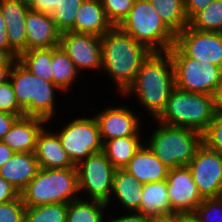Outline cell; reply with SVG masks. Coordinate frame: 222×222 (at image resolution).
<instances>
[{"mask_svg": "<svg viewBox=\"0 0 222 222\" xmlns=\"http://www.w3.org/2000/svg\"><path fill=\"white\" fill-rule=\"evenodd\" d=\"M174 87V68L169 51L150 52L142 61L135 81L123 95H137L143 107L157 119Z\"/></svg>", "mask_w": 222, "mask_h": 222, "instance_id": "6da1fadb", "label": "cell"}, {"mask_svg": "<svg viewBox=\"0 0 222 222\" xmlns=\"http://www.w3.org/2000/svg\"><path fill=\"white\" fill-rule=\"evenodd\" d=\"M103 70L111 76L124 94L133 84L142 61L150 51L119 26H113L101 37Z\"/></svg>", "mask_w": 222, "mask_h": 222, "instance_id": "7a4b0ae2", "label": "cell"}, {"mask_svg": "<svg viewBox=\"0 0 222 222\" xmlns=\"http://www.w3.org/2000/svg\"><path fill=\"white\" fill-rule=\"evenodd\" d=\"M76 167L40 168L37 175L20 192L26 206L35 207L50 203H65L79 199Z\"/></svg>", "mask_w": 222, "mask_h": 222, "instance_id": "3957f363", "label": "cell"}, {"mask_svg": "<svg viewBox=\"0 0 222 222\" xmlns=\"http://www.w3.org/2000/svg\"><path fill=\"white\" fill-rule=\"evenodd\" d=\"M214 114L213 95L192 93L174 87L164 111L156 121L190 128L203 134L210 126Z\"/></svg>", "mask_w": 222, "mask_h": 222, "instance_id": "277c9868", "label": "cell"}, {"mask_svg": "<svg viewBox=\"0 0 222 222\" xmlns=\"http://www.w3.org/2000/svg\"><path fill=\"white\" fill-rule=\"evenodd\" d=\"M11 82L18 105L24 110V116L52 120L55 116V90L59 88L52 82L33 75L16 60L11 68Z\"/></svg>", "mask_w": 222, "mask_h": 222, "instance_id": "5b68a950", "label": "cell"}, {"mask_svg": "<svg viewBox=\"0 0 222 222\" xmlns=\"http://www.w3.org/2000/svg\"><path fill=\"white\" fill-rule=\"evenodd\" d=\"M119 27L150 52L168 51L176 35L165 25L149 0H135Z\"/></svg>", "mask_w": 222, "mask_h": 222, "instance_id": "8992f818", "label": "cell"}, {"mask_svg": "<svg viewBox=\"0 0 222 222\" xmlns=\"http://www.w3.org/2000/svg\"><path fill=\"white\" fill-rule=\"evenodd\" d=\"M148 146L169 169L187 166L203 144V134L190 128L158 122Z\"/></svg>", "mask_w": 222, "mask_h": 222, "instance_id": "52a82bcc", "label": "cell"}, {"mask_svg": "<svg viewBox=\"0 0 222 222\" xmlns=\"http://www.w3.org/2000/svg\"><path fill=\"white\" fill-rule=\"evenodd\" d=\"M168 51L173 62L175 87L192 93L214 94L222 82V68L206 61L199 64L175 44Z\"/></svg>", "mask_w": 222, "mask_h": 222, "instance_id": "ba28073f", "label": "cell"}, {"mask_svg": "<svg viewBox=\"0 0 222 222\" xmlns=\"http://www.w3.org/2000/svg\"><path fill=\"white\" fill-rule=\"evenodd\" d=\"M63 127L57 134L63 149L75 166L88 156L103 151L95 117L75 119Z\"/></svg>", "mask_w": 222, "mask_h": 222, "instance_id": "9c48e42d", "label": "cell"}, {"mask_svg": "<svg viewBox=\"0 0 222 222\" xmlns=\"http://www.w3.org/2000/svg\"><path fill=\"white\" fill-rule=\"evenodd\" d=\"M79 191L84 190L91 200L109 205L116 169L102 151L92 154L76 165Z\"/></svg>", "mask_w": 222, "mask_h": 222, "instance_id": "30bf717a", "label": "cell"}, {"mask_svg": "<svg viewBox=\"0 0 222 222\" xmlns=\"http://www.w3.org/2000/svg\"><path fill=\"white\" fill-rule=\"evenodd\" d=\"M203 199L217 198L222 192V155L204 143L187 165Z\"/></svg>", "mask_w": 222, "mask_h": 222, "instance_id": "8fae6325", "label": "cell"}, {"mask_svg": "<svg viewBox=\"0 0 222 222\" xmlns=\"http://www.w3.org/2000/svg\"><path fill=\"white\" fill-rule=\"evenodd\" d=\"M175 45L199 64L206 61L222 68V33L193 29L188 25L176 35Z\"/></svg>", "mask_w": 222, "mask_h": 222, "instance_id": "7c38bea8", "label": "cell"}, {"mask_svg": "<svg viewBox=\"0 0 222 222\" xmlns=\"http://www.w3.org/2000/svg\"><path fill=\"white\" fill-rule=\"evenodd\" d=\"M167 191L171 209L176 215L190 217L203 201L188 166L169 169Z\"/></svg>", "mask_w": 222, "mask_h": 222, "instance_id": "4fadbf2b", "label": "cell"}, {"mask_svg": "<svg viewBox=\"0 0 222 222\" xmlns=\"http://www.w3.org/2000/svg\"><path fill=\"white\" fill-rule=\"evenodd\" d=\"M59 46L79 71L103 67L101 37L66 31L61 33Z\"/></svg>", "mask_w": 222, "mask_h": 222, "instance_id": "5bb4252c", "label": "cell"}, {"mask_svg": "<svg viewBox=\"0 0 222 222\" xmlns=\"http://www.w3.org/2000/svg\"><path fill=\"white\" fill-rule=\"evenodd\" d=\"M99 126L101 141L127 136H139L140 123L137 115L126 107H108L94 115Z\"/></svg>", "mask_w": 222, "mask_h": 222, "instance_id": "9a60e30c", "label": "cell"}, {"mask_svg": "<svg viewBox=\"0 0 222 222\" xmlns=\"http://www.w3.org/2000/svg\"><path fill=\"white\" fill-rule=\"evenodd\" d=\"M26 50L58 47L61 32L50 14L29 10L26 15Z\"/></svg>", "mask_w": 222, "mask_h": 222, "instance_id": "2e32d148", "label": "cell"}, {"mask_svg": "<svg viewBox=\"0 0 222 222\" xmlns=\"http://www.w3.org/2000/svg\"><path fill=\"white\" fill-rule=\"evenodd\" d=\"M30 8L20 0H0V12L6 24L11 48L20 55L26 51V15Z\"/></svg>", "mask_w": 222, "mask_h": 222, "instance_id": "e0dca14e", "label": "cell"}, {"mask_svg": "<svg viewBox=\"0 0 222 222\" xmlns=\"http://www.w3.org/2000/svg\"><path fill=\"white\" fill-rule=\"evenodd\" d=\"M44 123L45 120L37 117H18L1 141L14 152H35L36 139Z\"/></svg>", "mask_w": 222, "mask_h": 222, "instance_id": "ac0fdd59", "label": "cell"}, {"mask_svg": "<svg viewBox=\"0 0 222 222\" xmlns=\"http://www.w3.org/2000/svg\"><path fill=\"white\" fill-rule=\"evenodd\" d=\"M45 127L36 139L35 156L40 168H71L76 167L63 149L61 140L56 132H49Z\"/></svg>", "mask_w": 222, "mask_h": 222, "instance_id": "d6986e66", "label": "cell"}, {"mask_svg": "<svg viewBox=\"0 0 222 222\" xmlns=\"http://www.w3.org/2000/svg\"><path fill=\"white\" fill-rule=\"evenodd\" d=\"M141 183L167 180L169 168L144 144L124 168Z\"/></svg>", "mask_w": 222, "mask_h": 222, "instance_id": "ffe728a7", "label": "cell"}, {"mask_svg": "<svg viewBox=\"0 0 222 222\" xmlns=\"http://www.w3.org/2000/svg\"><path fill=\"white\" fill-rule=\"evenodd\" d=\"M40 169L34 152H15L0 168V176L9 182L20 194Z\"/></svg>", "mask_w": 222, "mask_h": 222, "instance_id": "44dd1931", "label": "cell"}, {"mask_svg": "<svg viewBox=\"0 0 222 222\" xmlns=\"http://www.w3.org/2000/svg\"><path fill=\"white\" fill-rule=\"evenodd\" d=\"M112 27L100 0H84L71 31L102 37Z\"/></svg>", "mask_w": 222, "mask_h": 222, "instance_id": "7402d4cb", "label": "cell"}, {"mask_svg": "<svg viewBox=\"0 0 222 222\" xmlns=\"http://www.w3.org/2000/svg\"><path fill=\"white\" fill-rule=\"evenodd\" d=\"M138 212L153 218L176 215L170 206L167 180L143 184Z\"/></svg>", "mask_w": 222, "mask_h": 222, "instance_id": "603a6c76", "label": "cell"}, {"mask_svg": "<svg viewBox=\"0 0 222 222\" xmlns=\"http://www.w3.org/2000/svg\"><path fill=\"white\" fill-rule=\"evenodd\" d=\"M143 183L125 169H116L112 192L125 209L138 212L142 200Z\"/></svg>", "mask_w": 222, "mask_h": 222, "instance_id": "cb8c5ba5", "label": "cell"}, {"mask_svg": "<svg viewBox=\"0 0 222 222\" xmlns=\"http://www.w3.org/2000/svg\"><path fill=\"white\" fill-rule=\"evenodd\" d=\"M142 145L140 136L115 138L103 144V152L115 169H124Z\"/></svg>", "mask_w": 222, "mask_h": 222, "instance_id": "d4e9b609", "label": "cell"}, {"mask_svg": "<svg viewBox=\"0 0 222 222\" xmlns=\"http://www.w3.org/2000/svg\"><path fill=\"white\" fill-rule=\"evenodd\" d=\"M149 2L175 35L189 25L184 0H149Z\"/></svg>", "mask_w": 222, "mask_h": 222, "instance_id": "484cf974", "label": "cell"}, {"mask_svg": "<svg viewBox=\"0 0 222 222\" xmlns=\"http://www.w3.org/2000/svg\"><path fill=\"white\" fill-rule=\"evenodd\" d=\"M18 61L33 75L53 83L52 48L26 50L19 55Z\"/></svg>", "mask_w": 222, "mask_h": 222, "instance_id": "4316f807", "label": "cell"}, {"mask_svg": "<svg viewBox=\"0 0 222 222\" xmlns=\"http://www.w3.org/2000/svg\"><path fill=\"white\" fill-rule=\"evenodd\" d=\"M51 65L53 83L59 88V91L64 90L65 92L67 89H70V86H72L77 74L79 75V71L60 46L52 48Z\"/></svg>", "mask_w": 222, "mask_h": 222, "instance_id": "83f0119b", "label": "cell"}, {"mask_svg": "<svg viewBox=\"0 0 222 222\" xmlns=\"http://www.w3.org/2000/svg\"><path fill=\"white\" fill-rule=\"evenodd\" d=\"M108 207L106 202L77 199L68 203L66 222H104L103 210Z\"/></svg>", "mask_w": 222, "mask_h": 222, "instance_id": "f1b7e54d", "label": "cell"}, {"mask_svg": "<svg viewBox=\"0 0 222 222\" xmlns=\"http://www.w3.org/2000/svg\"><path fill=\"white\" fill-rule=\"evenodd\" d=\"M189 26L202 31L222 33V0H214L198 12L189 21Z\"/></svg>", "mask_w": 222, "mask_h": 222, "instance_id": "f546056e", "label": "cell"}, {"mask_svg": "<svg viewBox=\"0 0 222 222\" xmlns=\"http://www.w3.org/2000/svg\"><path fill=\"white\" fill-rule=\"evenodd\" d=\"M67 208L65 203L26 206L24 222H66Z\"/></svg>", "mask_w": 222, "mask_h": 222, "instance_id": "4dcf8cb0", "label": "cell"}, {"mask_svg": "<svg viewBox=\"0 0 222 222\" xmlns=\"http://www.w3.org/2000/svg\"><path fill=\"white\" fill-rule=\"evenodd\" d=\"M84 0H57L56 8L50 16L58 30L62 32L71 31L75 23L76 13Z\"/></svg>", "mask_w": 222, "mask_h": 222, "instance_id": "1f68e13d", "label": "cell"}, {"mask_svg": "<svg viewBox=\"0 0 222 222\" xmlns=\"http://www.w3.org/2000/svg\"><path fill=\"white\" fill-rule=\"evenodd\" d=\"M196 222H222V200L205 198L190 216Z\"/></svg>", "mask_w": 222, "mask_h": 222, "instance_id": "d6a6232c", "label": "cell"}, {"mask_svg": "<svg viewBox=\"0 0 222 222\" xmlns=\"http://www.w3.org/2000/svg\"><path fill=\"white\" fill-rule=\"evenodd\" d=\"M108 20L113 26H119L128 16L135 0H100Z\"/></svg>", "mask_w": 222, "mask_h": 222, "instance_id": "836d02e7", "label": "cell"}, {"mask_svg": "<svg viewBox=\"0 0 222 222\" xmlns=\"http://www.w3.org/2000/svg\"><path fill=\"white\" fill-rule=\"evenodd\" d=\"M25 210L20 194L11 201L0 203V222H24Z\"/></svg>", "mask_w": 222, "mask_h": 222, "instance_id": "e575fe53", "label": "cell"}, {"mask_svg": "<svg viewBox=\"0 0 222 222\" xmlns=\"http://www.w3.org/2000/svg\"><path fill=\"white\" fill-rule=\"evenodd\" d=\"M203 143L222 155V114L215 112L210 126L203 133Z\"/></svg>", "mask_w": 222, "mask_h": 222, "instance_id": "d590c367", "label": "cell"}, {"mask_svg": "<svg viewBox=\"0 0 222 222\" xmlns=\"http://www.w3.org/2000/svg\"><path fill=\"white\" fill-rule=\"evenodd\" d=\"M0 112L24 116V110L18 105L10 80L0 84Z\"/></svg>", "mask_w": 222, "mask_h": 222, "instance_id": "8d00e7d4", "label": "cell"}, {"mask_svg": "<svg viewBox=\"0 0 222 222\" xmlns=\"http://www.w3.org/2000/svg\"><path fill=\"white\" fill-rule=\"evenodd\" d=\"M0 56L19 58V55L9 45L6 24L3 15L0 12Z\"/></svg>", "mask_w": 222, "mask_h": 222, "instance_id": "74e56055", "label": "cell"}, {"mask_svg": "<svg viewBox=\"0 0 222 222\" xmlns=\"http://www.w3.org/2000/svg\"><path fill=\"white\" fill-rule=\"evenodd\" d=\"M20 1L24 3L26 6H28L30 10L51 14L52 11L56 8L57 0H20Z\"/></svg>", "mask_w": 222, "mask_h": 222, "instance_id": "f35d334b", "label": "cell"}, {"mask_svg": "<svg viewBox=\"0 0 222 222\" xmlns=\"http://www.w3.org/2000/svg\"><path fill=\"white\" fill-rule=\"evenodd\" d=\"M214 0H184L185 13L190 21L198 12L204 10Z\"/></svg>", "mask_w": 222, "mask_h": 222, "instance_id": "ab89813d", "label": "cell"}, {"mask_svg": "<svg viewBox=\"0 0 222 222\" xmlns=\"http://www.w3.org/2000/svg\"><path fill=\"white\" fill-rule=\"evenodd\" d=\"M19 192L2 176H0V203H5L15 199Z\"/></svg>", "mask_w": 222, "mask_h": 222, "instance_id": "60d3db41", "label": "cell"}, {"mask_svg": "<svg viewBox=\"0 0 222 222\" xmlns=\"http://www.w3.org/2000/svg\"><path fill=\"white\" fill-rule=\"evenodd\" d=\"M16 60L12 57L0 56V84L9 80L11 68Z\"/></svg>", "mask_w": 222, "mask_h": 222, "instance_id": "b9f144b4", "label": "cell"}, {"mask_svg": "<svg viewBox=\"0 0 222 222\" xmlns=\"http://www.w3.org/2000/svg\"><path fill=\"white\" fill-rule=\"evenodd\" d=\"M18 118L17 115H13L6 112H0V141L5 134L10 130L11 126Z\"/></svg>", "mask_w": 222, "mask_h": 222, "instance_id": "7bdbcfd3", "label": "cell"}, {"mask_svg": "<svg viewBox=\"0 0 222 222\" xmlns=\"http://www.w3.org/2000/svg\"><path fill=\"white\" fill-rule=\"evenodd\" d=\"M153 217L144 215L140 212H131L129 215H124L121 217H117L115 219H111L110 221L106 222H152Z\"/></svg>", "mask_w": 222, "mask_h": 222, "instance_id": "ee69618b", "label": "cell"}, {"mask_svg": "<svg viewBox=\"0 0 222 222\" xmlns=\"http://www.w3.org/2000/svg\"><path fill=\"white\" fill-rule=\"evenodd\" d=\"M15 152L0 141V168L12 157Z\"/></svg>", "mask_w": 222, "mask_h": 222, "instance_id": "f6af8a7d", "label": "cell"}, {"mask_svg": "<svg viewBox=\"0 0 222 222\" xmlns=\"http://www.w3.org/2000/svg\"><path fill=\"white\" fill-rule=\"evenodd\" d=\"M214 110L222 114V82L216 88L213 94Z\"/></svg>", "mask_w": 222, "mask_h": 222, "instance_id": "bcb514c9", "label": "cell"}, {"mask_svg": "<svg viewBox=\"0 0 222 222\" xmlns=\"http://www.w3.org/2000/svg\"><path fill=\"white\" fill-rule=\"evenodd\" d=\"M152 222H183V216L172 215L168 217H157L153 218Z\"/></svg>", "mask_w": 222, "mask_h": 222, "instance_id": "7dc6e473", "label": "cell"}, {"mask_svg": "<svg viewBox=\"0 0 222 222\" xmlns=\"http://www.w3.org/2000/svg\"><path fill=\"white\" fill-rule=\"evenodd\" d=\"M183 222H196L191 217H184L183 216Z\"/></svg>", "mask_w": 222, "mask_h": 222, "instance_id": "c3c4849f", "label": "cell"}]
</instances>
